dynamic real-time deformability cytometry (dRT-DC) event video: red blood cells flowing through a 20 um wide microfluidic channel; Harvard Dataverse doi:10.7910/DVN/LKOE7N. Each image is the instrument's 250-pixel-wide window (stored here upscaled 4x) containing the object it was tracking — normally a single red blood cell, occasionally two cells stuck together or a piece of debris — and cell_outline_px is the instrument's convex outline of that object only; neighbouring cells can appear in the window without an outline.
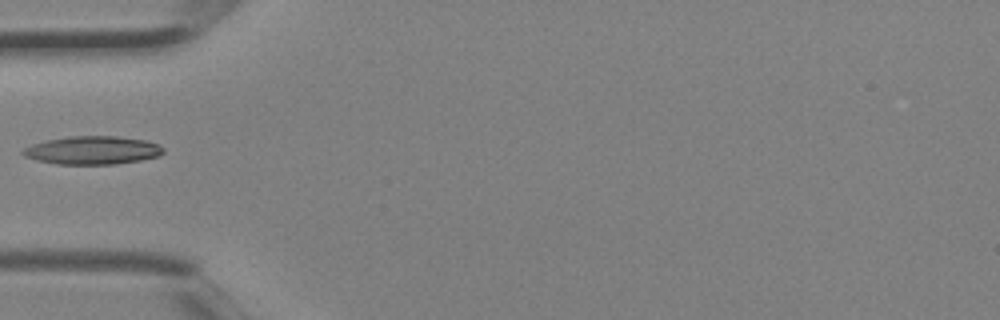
{"species": "Egyptian fruit bat (a non-hibernating species)", "species_latin": "Rousettus aegyptiacus", "temperature_condition": "room temperature", "stored_images_in_passage": 4, "camera_frame_rate_fps": 3000, "um_per_image_px": 0.085, "animal": {"sex": "female"}, "frame": {"image": 1, "passage_image": 4, "time_ms": 1.0, "image_size_px": [1000, 320], "cell_outline_px": [[164, 152], [160, 156], [140, 160], [112, 164], [56, 164], [36, 160], [24, 156], [20, 152], [24, 148], [32, 144], [48, 140], [68, 136], [116, 136], [144, 140], [160, 144], [164, 148]], "centroid_in_image_um": [7.87, 12.77], "position_along_channel_um": 77.1, "area_um2": 23.12}}